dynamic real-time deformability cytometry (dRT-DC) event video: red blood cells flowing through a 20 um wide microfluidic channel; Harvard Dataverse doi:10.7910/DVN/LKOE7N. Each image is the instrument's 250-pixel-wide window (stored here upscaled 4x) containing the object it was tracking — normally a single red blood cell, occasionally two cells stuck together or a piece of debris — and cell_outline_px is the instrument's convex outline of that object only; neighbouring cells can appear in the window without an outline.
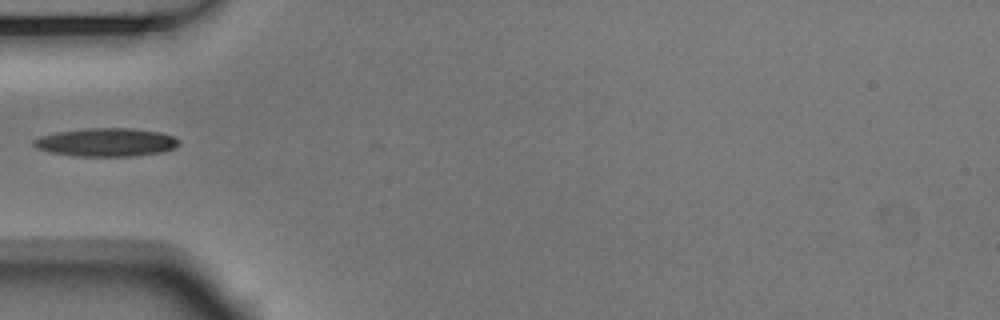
{"species": "Egyptian fruit bat (a non-hibernating species)", "species_latin": "Rousettus aegyptiacus", "temperature_condition": "room temperature", "stored_images_in_passage": 5, "camera_frame_rate_fps": 3000, "um_per_image_px": 0.085, "animal": {"sex": "male"}, "frame": {"image": 1, "passage_image": 5, "time_ms": 1.333, "image_size_px": [1000, 320], "cell_outline_px": [[180, 144], [176, 148], [160, 152], [132, 156], [72, 156], [52, 152], [36, 148], [32, 144], [32, 140], [40, 136], [60, 132], [88, 128], [132, 128], [160, 132], [172, 136], [180, 140]], "centroid_in_image_um": [9.05, 12.09], "position_along_channel_um": 76.0, "area_um2": 23.93}}